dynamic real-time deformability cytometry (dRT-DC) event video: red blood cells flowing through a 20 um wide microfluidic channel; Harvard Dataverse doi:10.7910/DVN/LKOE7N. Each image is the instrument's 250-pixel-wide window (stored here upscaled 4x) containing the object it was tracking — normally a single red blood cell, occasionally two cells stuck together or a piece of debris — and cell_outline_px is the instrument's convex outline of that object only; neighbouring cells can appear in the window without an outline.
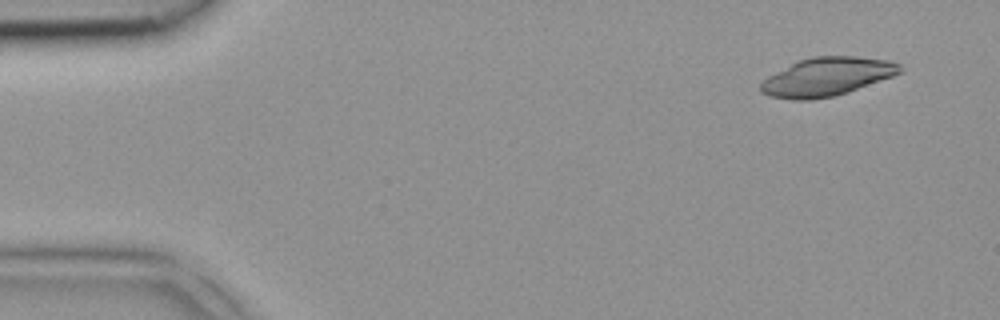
{"species": "common noctule bat (a hibernating species)", "species_latin": "Nyctalus noctula", "temperature_condition": "room temperature", "stored_images_in_passage": 4, "camera_frame_rate_fps": 3000, "um_per_image_px": 0.085, "animal": {"sex": "female", "body_mass_g": 18.4}, "frame": {"image": 1, "passage_image": 1, "time_ms": 0.0, "image_size_px": [1000, 320], "cell_outline_px": [[904, 72], [848, 92], [836, 96], [808, 100], [792, 100], [768, 96], [760, 92], [760, 84], [768, 76], [800, 60], [812, 56], [856, 56], [888, 60], [900, 64], [904, 68]], "centroid_in_image_um": [70.31, 6.53], "position_along_channel_um": 14.7, "area_um2": 31.27}}